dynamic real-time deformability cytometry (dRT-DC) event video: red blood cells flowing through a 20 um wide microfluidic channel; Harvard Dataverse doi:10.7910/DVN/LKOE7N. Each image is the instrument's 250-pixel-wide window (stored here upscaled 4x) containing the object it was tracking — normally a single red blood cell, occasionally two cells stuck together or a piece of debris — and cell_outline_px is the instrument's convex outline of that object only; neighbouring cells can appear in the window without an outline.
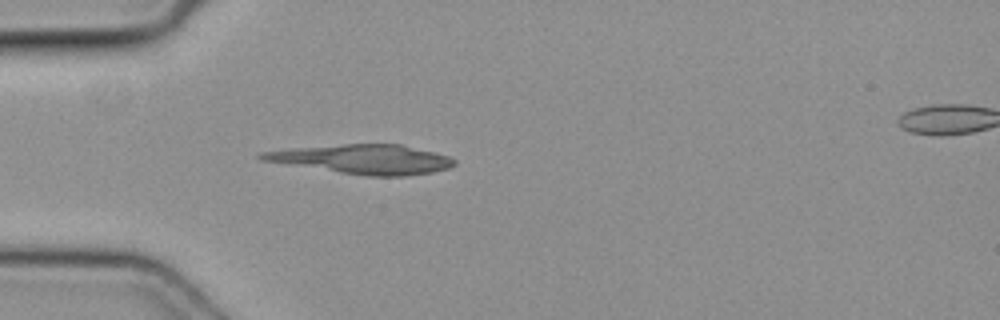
{"species": "common noctule bat (a hibernating species)", "species_latin": "Nyctalus noctula", "temperature_condition": "cold", "stored_images_in_passage": 29, "camera_frame_rate_fps": 3000, "um_per_image_px": 0.085, "animal": {"sex": "female", "body_mass_g": 19.3, "forearm_length_mm": 54.1}, "frame": {"image": 1, "passage_image": 5, "time_ms": 1.333, "image_size_px": [1000, 320], "cell_outline_px": [[456, 164], [448, 168], [432, 172], [404, 176], [368, 176], [340, 172], [260, 160], [256, 156], [260, 152], [296, 148], [344, 144], [400, 144], [436, 152], [448, 156], [456, 160]], "centroid_in_image_um": [30.89, 13.53], "position_along_channel_um": 54.1, "area_um2": 32.6}}
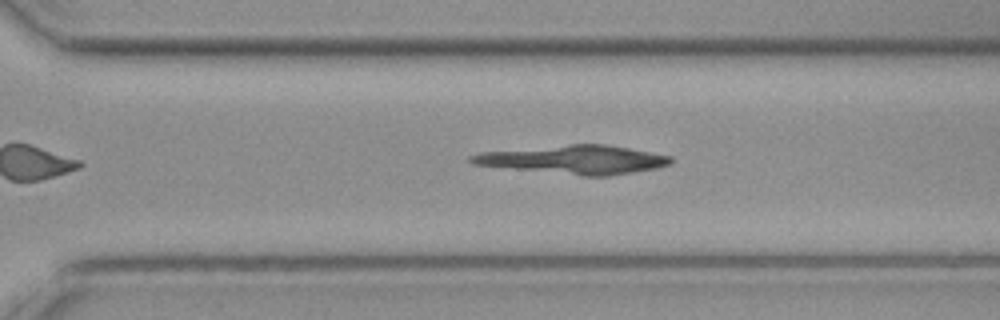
{"frame": {"image": 2, "passage_image": 25, "time_ms": 8.0, "image_size_px": [1000, 320], "cell_outline_px": [[672, 160], [668, 164], [656, 168], [608, 176], [584, 176], [472, 164], [468, 160], [468, 156], [480, 152], [568, 144], [604, 144], [628, 148], [672, 156]], "centroid_in_image_um": [48.77, 13.56], "position_along_channel_um": 321.8, "area_um2": 32.95}}